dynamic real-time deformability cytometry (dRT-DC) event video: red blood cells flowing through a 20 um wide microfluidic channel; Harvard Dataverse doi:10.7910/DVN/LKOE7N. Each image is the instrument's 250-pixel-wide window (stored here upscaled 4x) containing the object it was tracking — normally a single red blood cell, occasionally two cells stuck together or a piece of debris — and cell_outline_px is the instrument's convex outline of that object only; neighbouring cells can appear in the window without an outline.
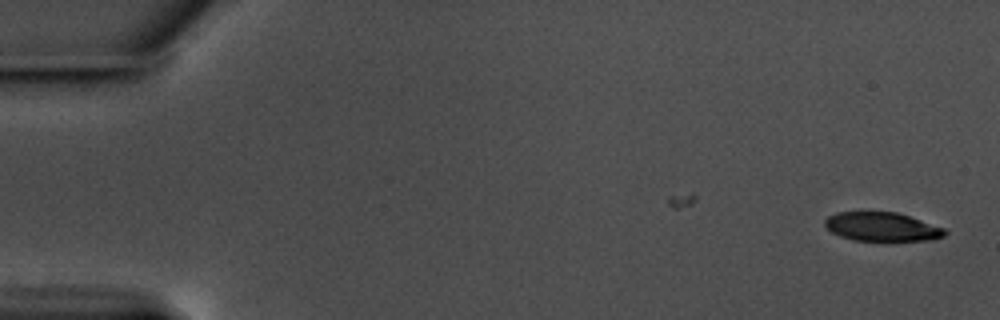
{"species": "common noctule bat (a hibernating species)", "species_latin": "Nyctalus noctula", "temperature_condition": "warm", "stored_images_in_passage": 49, "camera_frame_rate_fps": 3000, "um_per_image_px": 0.085, "animal": {"sex": "male", "body_mass_g": 17.5, "forearm_length_mm": 52.3}, "frame": {"image": 1, "passage_image": 1, "time_ms": 0.0, "image_size_px": [1000, 320], "cell_outline_px": [[948, 232], [944, 236], [932, 240], [888, 244], [852, 240], [840, 236], [832, 232], [824, 224], [824, 220], [828, 216], [836, 212], [896, 212], [944, 228]], "centroid_in_image_um": [74.99, 19.34], "position_along_channel_um": 10.0, "area_um2": 21.1}}
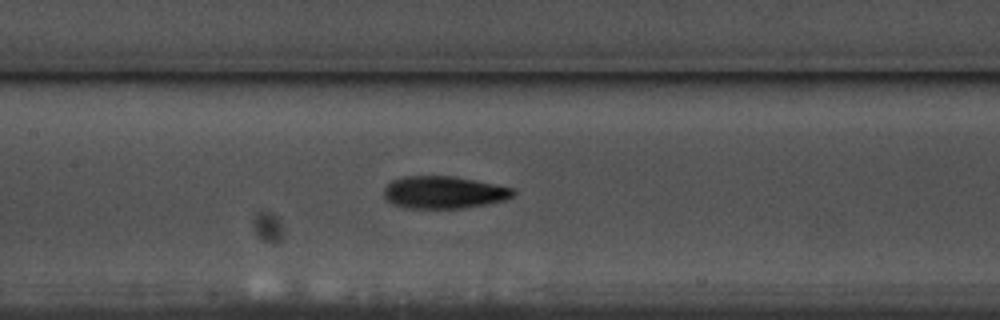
{"frame": {"image": 2, "passage_image": 27, "time_ms": 8.667, "image_size_px": [1000, 320], "cell_outline_px": [[516, 192], [512, 196], [504, 200], [484, 204], [460, 208], [404, 208], [392, 204], [384, 200], [384, 188], [392, 180], [404, 176], [452, 176], [496, 184], [516, 188]], "centroid_in_image_um": [37.69, 16.35], "position_along_channel_um": 169.7, "area_um2": 24.45}}
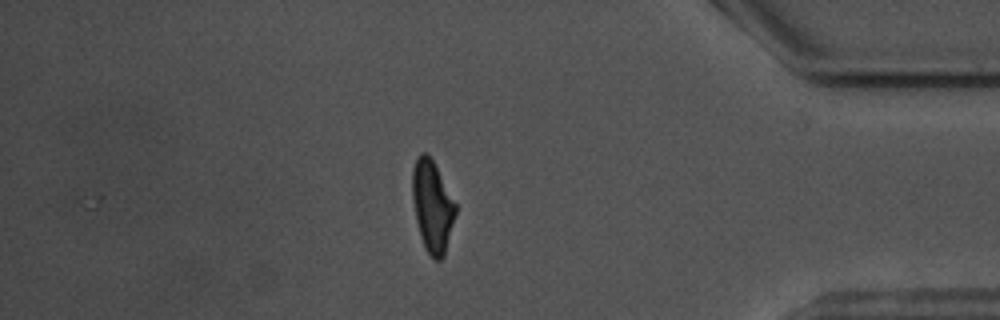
{"frame": {"image": 3, "passage_image": 49, "time_ms": 16.0, "image_size_px": [1000, 320], "cell_outline_px": [[456, 212], [444, 256], [440, 260], [432, 260], [424, 248], [420, 236], [416, 220], [412, 200], [412, 168], [416, 156], [420, 152], [428, 152], [456, 204]], "centroid_in_image_um": [36.72, 17.53], "position_along_channel_um": 398.5, "area_um2": 23.18}, "authors_computed_cell_mechanics": {"area_um2": 23.1778, "velocity_mm_per_s": 3.5465, "shape_relaxation_time_tau1_ms": 3.3374, "shape_relaxation_time_tau2_ms": 1.9527, "deformation_change_tau1": 0.1582, "deformation_change_tau2": 0.083}}